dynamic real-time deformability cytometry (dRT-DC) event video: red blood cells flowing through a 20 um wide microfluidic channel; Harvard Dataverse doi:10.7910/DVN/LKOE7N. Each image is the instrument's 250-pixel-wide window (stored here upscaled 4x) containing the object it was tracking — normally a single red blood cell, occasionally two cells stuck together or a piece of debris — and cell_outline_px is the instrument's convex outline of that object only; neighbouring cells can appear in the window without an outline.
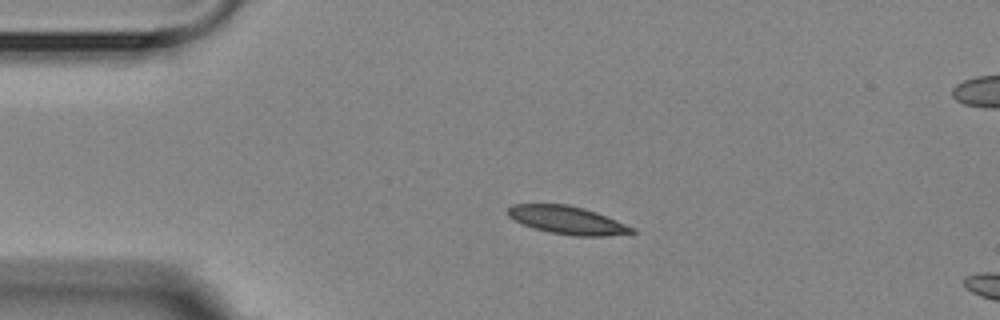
{"species": "Egyptian fruit bat (a non-hibernating species)", "species_latin": "Rousettus aegyptiacus", "temperature_condition": "room temperature", "stored_images_in_passage": 3, "segment_of_instrument_passage": [1, 2], "camera_frame_rate_fps": 3000, "um_per_image_px": 0.085, "animal": {"sex": "female"}, "frame": {"image": 1, "passage_image": 1, "time_ms": 0.0, "image_size_px": [1000, 320], "cell_outline_px": [[636, 232], [604, 236], [572, 236], [548, 232], [532, 228], [508, 216], [504, 212], [512, 204], [568, 204], [584, 208], [596, 212], [636, 228]], "centroid_in_image_um": [48.2, 18.71], "position_along_channel_um": 36.8, "area_um2": 20.35}}